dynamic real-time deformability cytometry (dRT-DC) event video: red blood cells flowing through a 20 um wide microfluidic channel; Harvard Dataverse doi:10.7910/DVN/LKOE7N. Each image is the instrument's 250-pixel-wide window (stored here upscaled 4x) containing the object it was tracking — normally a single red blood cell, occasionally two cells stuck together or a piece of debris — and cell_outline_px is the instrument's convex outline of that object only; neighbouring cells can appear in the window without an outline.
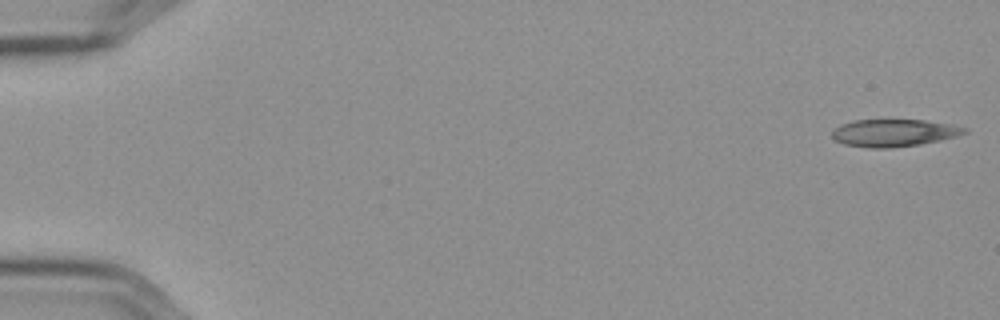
{"species": "Egyptian fruit bat (a non-hibernating species)", "species_latin": "Rousettus aegyptiacus", "temperature_condition": "cold", "stored_images_in_passage": 57, "segment_of_instrument_passage": [1, 2], "camera_frame_rate_fps": 3000, "um_per_image_px": 0.085, "frame": {"image": 1, "passage_image": 1, "time_ms": 0.0, "image_size_px": [1000, 320], "cell_outline_px": [[968, 132], [956, 136], [940, 140], [920, 144], [892, 148], [868, 148], [844, 144], [836, 140], [832, 136], [832, 128], [840, 124], [856, 120], [924, 120], [948, 124], [968, 128]], "centroid_in_image_um": [75.95, 11.3], "position_along_channel_um": 9.0, "area_um2": 21.1}}
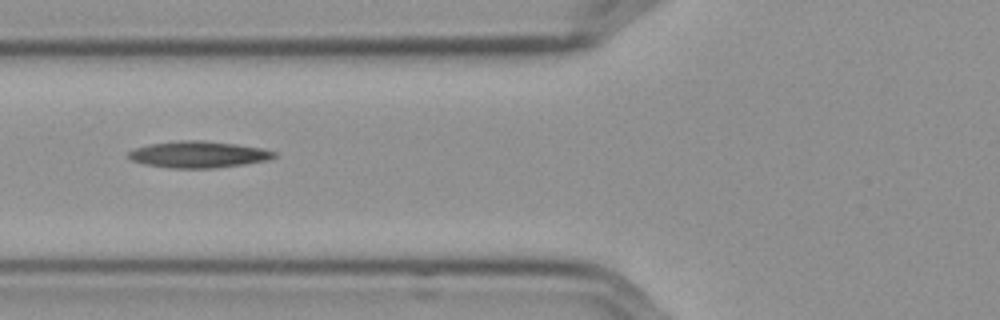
{"frame": {"image": 2, "passage_image": 22, "time_ms": 7.0, "image_size_px": [1000, 320], "cell_outline_px": [[276, 156], [268, 160], [244, 164], [216, 168], [168, 168], [144, 164], [132, 160], [124, 156], [128, 152], [136, 148], [152, 144], [184, 140], [204, 140], [236, 144], [264, 148], [276, 152]], "centroid_in_image_um": [16.87, 13.13], "position_along_channel_um": 108.9, "area_um2": 22.6}}
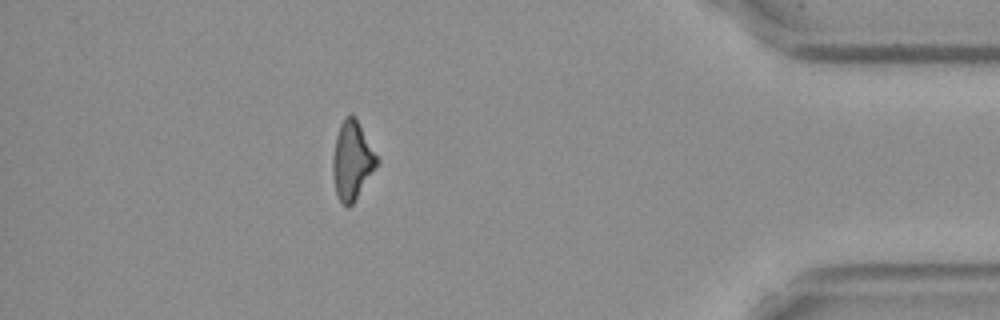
{"frame": {"image": 3, "passage_image": 50, "time_ms": 16.333, "image_size_px": [1000, 320], "cell_outline_px": [[380, 164], [356, 200], [348, 208], [340, 204], [336, 192], [332, 168], [332, 156], [336, 136], [340, 124], [352, 112], [356, 116], [380, 160]], "centroid_in_image_um": [29.96, 13.67], "position_along_channel_um": 405.2, "area_um2": 20.75}}